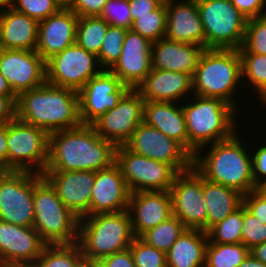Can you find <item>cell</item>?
<instances>
[{"mask_svg": "<svg viewBox=\"0 0 266 267\" xmlns=\"http://www.w3.org/2000/svg\"><path fill=\"white\" fill-rule=\"evenodd\" d=\"M144 100L137 89H129L118 104L91 125L97 134L115 146L124 145L143 122Z\"/></svg>", "mask_w": 266, "mask_h": 267, "instance_id": "obj_15", "label": "cell"}, {"mask_svg": "<svg viewBox=\"0 0 266 267\" xmlns=\"http://www.w3.org/2000/svg\"><path fill=\"white\" fill-rule=\"evenodd\" d=\"M165 0H129L130 13L132 21L137 16H143L153 10H156Z\"/></svg>", "mask_w": 266, "mask_h": 267, "instance_id": "obj_50", "label": "cell"}, {"mask_svg": "<svg viewBox=\"0 0 266 267\" xmlns=\"http://www.w3.org/2000/svg\"><path fill=\"white\" fill-rule=\"evenodd\" d=\"M203 197L207 206V231L243 204V194L203 177Z\"/></svg>", "mask_w": 266, "mask_h": 267, "instance_id": "obj_30", "label": "cell"}, {"mask_svg": "<svg viewBox=\"0 0 266 267\" xmlns=\"http://www.w3.org/2000/svg\"><path fill=\"white\" fill-rule=\"evenodd\" d=\"M243 205L250 213L266 224V191L263 188L243 195Z\"/></svg>", "mask_w": 266, "mask_h": 267, "instance_id": "obj_44", "label": "cell"}, {"mask_svg": "<svg viewBox=\"0 0 266 267\" xmlns=\"http://www.w3.org/2000/svg\"><path fill=\"white\" fill-rule=\"evenodd\" d=\"M108 0H77L71 9L79 17L100 16Z\"/></svg>", "mask_w": 266, "mask_h": 267, "instance_id": "obj_47", "label": "cell"}, {"mask_svg": "<svg viewBox=\"0 0 266 267\" xmlns=\"http://www.w3.org/2000/svg\"><path fill=\"white\" fill-rule=\"evenodd\" d=\"M100 267H136L130 249L113 253L98 261Z\"/></svg>", "mask_w": 266, "mask_h": 267, "instance_id": "obj_48", "label": "cell"}, {"mask_svg": "<svg viewBox=\"0 0 266 267\" xmlns=\"http://www.w3.org/2000/svg\"><path fill=\"white\" fill-rule=\"evenodd\" d=\"M243 204L223 221L212 226L208 231V239L217 244L242 243Z\"/></svg>", "mask_w": 266, "mask_h": 267, "instance_id": "obj_36", "label": "cell"}, {"mask_svg": "<svg viewBox=\"0 0 266 267\" xmlns=\"http://www.w3.org/2000/svg\"><path fill=\"white\" fill-rule=\"evenodd\" d=\"M46 245L34 227L0 220V267H30Z\"/></svg>", "mask_w": 266, "mask_h": 267, "instance_id": "obj_17", "label": "cell"}, {"mask_svg": "<svg viewBox=\"0 0 266 267\" xmlns=\"http://www.w3.org/2000/svg\"><path fill=\"white\" fill-rule=\"evenodd\" d=\"M110 26L130 30L133 24L129 0H108L100 14Z\"/></svg>", "mask_w": 266, "mask_h": 267, "instance_id": "obj_42", "label": "cell"}, {"mask_svg": "<svg viewBox=\"0 0 266 267\" xmlns=\"http://www.w3.org/2000/svg\"><path fill=\"white\" fill-rule=\"evenodd\" d=\"M151 47L147 38L127 30L121 55L109 71L130 89H137L152 70Z\"/></svg>", "mask_w": 266, "mask_h": 267, "instance_id": "obj_19", "label": "cell"}, {"mask_svg": "<svg viewBox=\"0 0 266 267\" xmlns=\"http://www.w3.org/2000/svg\"><path fill=\"white\" fill-rule=\"evenodd\" d=\"M109 24L100 16L79 17L76 43L86 51L99 54Z\"/></svg>", "mask_w": 266, "mask_h": 267, "instance_id": "obj_32", "label": "cell"}, {"mask_svg": "<svg viewBox=\"0 0 266 267\" xmlns=\"http://www.w3.org/2000/svg\"><path fill=\"white\" fill-rule=\"evenodd\" d=\"M250 254V249L243 243L217 244L208 241L205 267H239Z\"/></svg>", "mask_w": 266, "mask_h": 267, "instance_id": "obj_33", "label": "cell"}, {"mask_svg": "<svg viewBox=\"0 0 266 267\" xmlns=\"http://www.w3.org/2000/svg\"><path fill=\"white\" fill-rule=\"evenodd\" d=\"M102 70L97 56L75 43L46 62V82L79 91Z\"/></svg>", "mask_w": 266, "mask_h": 267, "instance_id": "obj_11", "label": "cell"}, {"mask_svg": "<svg viewBox=\"0 0 266 267\" xmlns=\"http://www.w3.org/2000/svg\"><path fill=\"white\" fill-rule=\"evenodd\" d=\"M172 213L187 229L207 232V206L203 197V176L194 168L176 175L169 190Z\"/></svg>", "mask_w": 266, "mask_h": 267, "instance_id": "obj_13", "label": "cell"}, {"mask_svg": "<svg viewBox=\"0 0 266 267\" xmlns=\"http://www.w3.org/2000/svg\"><path fill=\"white\" fill-rule=\"evenodd\" d=\"M261 103H262V107H263V105L266 104V98Z\"/></svg>", "mask_w": 266, "mask_h": 267, "instance_id": "obj_58", "label": "cell"}, {"mask_svg": "<svg viewBox=\"0 0 266 267\" xmlns=\"http://www.w3.org/2000/svg\"><path fill=\"white\" fill-rule=\"evenodd\" d=\"M166 0L167 28L165 38L205 48V34L196 0Z\"/></svg>", "mask_w": 266, "mask_h": 267, "instance_id": "obj_24", "label": "cell"}, {"mask_svg": "<svg viewBox=\"0 0 266 267\" xmlns=\"http://www.w3.org/2000/svg\"><path fill=\"white\" fill-rule=\"evenodd\" d=\"M208 234L186 229L166 253L167 267H205Z\"/></svg>", "mask_w": 266, "mask_h": 267, "instance_id": "obj_29", "label": "cell"}, {"mask_svg": "<svg viewBox=\"0 0 266 267\" xmlns=\"http://www.w3.org/2000/svg\"><path fill=\"white\" fill-rule=\"evenodd\" d=\"M82 259L78 243L46 245L30 267H77Z\"/></svg>", "mask_w": 266, "mask_h": 267, "instance_id": "obj_31", "label": "cell"}, {"mask_svg": "<svg viewBox=\"0 0 266 267\" xmlns=\"http://www.w3.org/2000/svg\"><path fill=\"white\" fill-rule=\"evenodd\" d=\"M238 51L266 55V15L247 19L245 38Z\"/></svg>", "mask_w": 266, "mask_h": 267, "instance_id": "obj_39", "label": "cell"}, {"mask_svg": "<svg viewBox=\"0 0 266 267\" xmlns=\"http://www.w3.org/2000/svg\"><path fill=\"white\" fill-rule=\"evenodd\" d=\"M0 96H17L11 89L5 77L0 73Z\"/></svg>", "mask_w": 266, "mask_h": 267, "instance_id": "obj_54", "label": "cell"}, {"mask_svg": "<svg viewBox=\"0 0 266 267\" xmlns=\"http://www.w3.org/2000/svg\"><path fill=\"white\" fill-rule=\"evenodd\" d=\"M232 4L247 18H256L266 15V0H230ZM264 9V10H263Z\"/></svg>", "mask_w": 266, "mask_h": 267, "instance_id": "obj_46", "label": "cell"}, {"mask_svg": "<svg viewBox=\"0 0 266 267\" xmlns=\"http://www.w3.org/2000/svg\"><path fill=\"white\" fill-rule=\"evenodd\" d=\"M255 151L251 155L252 176L256 187L263 188L266 185V145L263 144V146H260Z\"/></svg>", "mask_w": 266, "mask_h": 267, "instance_id": "obj_45", "label": "cell"}, {"mask_svg": "<svg viewBox=\"0 0 266 267\" xmlns=\"http://www.w3.org/2000/svg\"><path fill=\"white\" fill-rule=\"evenodd\" d=\"M115 163L131 193L169 191L178 174L170 164L144 157L125 145L116 146Z\"/></svg>", "mask_w": 266, "mask_h": 267, "instance_id": "obj_10", "label": "cell"}, {"mask_svg": "<svg viewBox=\"0 0 266 267\" xmlns=\"http://www.w3.org/2000/svg\"><path fill=\"white\" fill-rule=\"evenodd\" d=\"M79 16L71 9H60L57 13L39 21L36 52L45 62L76 43Z\"/></svg>", "mask_w": 266, "mask_h": 267, "instance_id": "obj_23", "label": "cell"}, {"mask_svg": "<svg viewBox=\"0 0 266 267\" xmlns=\"http://www.w3.org/2000/svg\"><path fill=\"white\" fill-rule=\"evenodd\" d=\"M127 34V29L108 26L97 59L101 69L109 70L118 60Z\"/></svg>", "mask_w": 266, "mask_h": 267, "instance_id": "obj_38", "label": "cell"}, {"mask_svg": "<svg viewBox=\"0 0 266 267\" xmlns=\"http://www.w3.org/2000/svg\"><path fill=\"white\" fill-rule=\"evenodd\" d=\"M241 78L238 50L205 48L192 76L194 93L191 96L220 98L237 110L233 96L238 84L240 86V80H243Z\"/></svg>", "mask_w": 266, "mask_h": 267, "instance_id": "obj_7", "label": "cell"}, {"mask_svg": "<svg viewBox=\"0 0 266 267\" xmlns=\"http://www.w3.org/2000/svg\"><path fill=\"white\" fill-rule=\"evenodd\" d=\"M0 73L18 96L46 82V62L35 50L0 49Z\"/></svg>", "mask_w": 266, "mask_h": 267, "instance_id": "obj_18", "label": "cell"}, {"mask_svg": "<svg viewBox=\"0 0 266 267\" xmlns=\"http://www.w3.org/2000/svg\"><path fill=\"white\" fill-rule=\"evenodd\" d=\"M77 267H100L98 261H90L86 259H82Z\"/></svg>", "mask_w": 266, "mask_h": 267, "instance_id": "obj_56", "label": "cell"}, {"mask_svg": "<svg viewBox=\"0 0 266 267\" xmlns=\"http://www.w3.org/2000/svg\"><path fill=\"white\" fill-rule=\"evenodd\" d=\"M33 209V227L47 245L78 242L80 218L63 204L39 173H33Z\"/></svg>", "mask_w": 266, "mask_h": 267, "instance_id": "obj_6", "label": "cell"}, {"mask_svg": "<svg viewBox=\"0 0 266 267\" xmlns=\"http://www.w3.org/2000/svg\"><path fill=\"white\" fill-rule=\"evenodd\" d=\"M192 99V103L182 105V110L188 134V152L194 156L197 151L206 150L209 143L228 139L237 131L234 115L238 110L220 98L194 95Z\"/></svg>", "mask_w": 266, "mask_h": 267, "instance_id": "obj_4", "label": "cell"}, {"mask_svg": "<svg viewBox=\"0 0 266 267\" xmlns=\"http://www.w3.org/2000/svg\"><path fill=\"white\" fill-rule=\"evenodd\" d=\"M144 102H175L193 93L192 75L152 69L145 80L137 87Z\"/></svg>", "mask_w": 266, "mask_h": 267, "instance_id": "obj_26", "label": "cell"}, {"mask_svg": "<svg viewBox=\"0 0 266 267\" xmlns=\"http://www.w3.org/2000/svg\"><path fill=\"white\" fill-rule=\"evenodd\" d=\"M136 267H167L166 253L135 237L129 247Z\"/></svg>", "mask_w": 266, "mask_h": 267, "instance_id": "obj_40", "label": "cell"}, {"mask_svg": "<svg viewBox=\"0 0 266 267\" xmlns=\"http://www.w3.org/2000/svg\"><path fill=\"white\" fill-rule=\"evenodd\" d=\"M116 146L90 124L49 134L44 171H99L115 163Z\"/></svg>", "mask_w": 266, "mask_h": 267, "instance_id": "obj_1", "label": "cell"}, {"mask_svg": "<svg viewBox=\"0 0 266 267\" xmlns=\"http://www.w3.org/2000/svg\"><path fill=\"white\" fill-rule=\"evenodd\" d=\"M42 176L54 188L63 204L78 218L90 216L95 171H44Z\"/></svg>", "mask_w": 266, "mask_h": 267, "instance_id": "obj_20", "label": "cell"}, {"mask_svg": "<svg viewBox=\"0 0 266 267\" xmlns=\"http://www.w3.org/2000/svg\"><path fill=\"white\" fill-rule=\"evenodd\" d=\"M240 140L236 131L228 139L207 145L210 149L204 157L202 150L194 154L193 167L209 181L245 195L258 188L252 176L251 154H248Z\"/></svg>", "mask_w": 266, "mask_h": 267, "instance_id": "obj_3", "label": "cell"}, {"mask_svg": "<svg viewBox=\"0 0 266 267\" xmlns=\"http://www.w3.org/2000/svg\"><path fill=\"white\" fill-rule=\"evenodd\" d=\"M8 123L0 124V171H8Z\"/></svg>", "mask_w": 266, "mask_h": 267, "instance_id": "obj_51", "label": "cell"}, {"mask_svg": "<svg viewBox=\"0 0 266 267\" xmlns=\"http://www.w3.org/2000/svg\"><path fill=\"white\" fill-rule=\"evenodd\" d=\"M0 220L33 227V173L0 171Z\"/></svg>", "mask_w": 266, "mask_h": 267, "instance_id": "obj_12", "label": "cell"}, {"mask_svg": "<svg viewBox=\"0 0 266 267\" xmlns=\"http://www.w3.org/2000/svg\"><path fill=\"white\" fill-rule=\"evenodd\" d=\"M7 143L8 171L44 172L49 147V134L45 130L16 117L8 122Z\"/></svg>", "mask_w": 266, "mask_h": 267, "instance_id": "obj_9", "label": "cell"}, {"mask_svg": "<svg viewBox=\"0 0 266 267\" xmlns=\"http://www.w3.org/2000/svg\"><path fill=\"white\" fill-rule=\"evenodd\" d=\"M175 104L174 102H144L143 121L177 141L188 151V134L182 105Z\"/></svg>", "mask_w": 266, "mask_h": 267, "instance_id": "obj_28", "label": "cell"}, {"mask_svg": "<svg viewBox=\"0 0 266 267\" xmlns=\"http://www.w3.org/2000/svg\"><path fill=\"white\" fill-rule=\"evenodd\" d=\"M130 193L121 169L116 163L107 169L95 172L90 215L126 211Z\"/></svg>", "mask_w": 266, "mask_h": 267, "instance_id": "obj_21", "label": "cell"}, {"mask_svg": "<svg viewBox=\"0 0 266 267\" xmlns=\"http://www.w3.org/2000/svg\"><path fill=\"white\" fill-rule=\"evenodd\" d=\"M207 49L238 50L244 41L247 18L230 0H196Z\"/></svg>", "mask_w": 266, "mask_h": 267, "instance_id": "obj_8", "label": "cell"}, {"mask_svg": "<svg viewBox=\"0 0 266 267\" xmlns=\"http://www.w3.org/2000/svg\"><path fill=\"white\" fill-rule=\"evenodd\" d=\"M60 9H72L77 0H55Z\"/></svg>", "mask_w": 266, "mask_h": 267, "instance_id": "obj_55", "label": "cell"}, {"mask_svg": "<svg viewBox=\"0 0 266 267\" xmlns=\"http://www.w3.org/2000/svg\"><path fill=\"white\" fill-rule=\"evenodd\" d=\"M135 236L128 211L99 213L79 219L78 244L83 259L99 261L127 250Z\"/></svg>", "mask_w": 266, "mask_h": 267, "instance_id": "obj_5", "label": "cell"}, {"mask_svg": "<svg viewBox=\"0 0 266 267\" xmlns=\"http://www.w3.org/2000/svg\"><path fill=\"white\" fill-rule=\"evenodd\" d=\"M167 28L166 0L156 9L143 16H137L133 21L131 30L147 38L150 42H156L165 38Z\"/></svg>", "mask_w": 266, "mask_h": 267, "instance_id": "obj_35", "label": "cell"}, {"mask_svg": "<svg viewBox=\"0 0 266 267\" xmlns=\"http://www.w3.org/2000/svg\"><path fill=\"white\" fill-rule=\"evenodd\" d=\"M127 211L130 215L133 234L135 237H140L144 232L173 216L170 192L130 193Z\"/></svg>", "mask_w": 266, "mask_h": 267, "instance_id": "obj_22", "label": "cell"}, {"mask_svg": "<svg viewBox=\"0 0 266 267\" xmlns=\"http://www.w3.org/2000/svg\"><path fill=\"white\" fill-rule=\"evenodd\" d=\"M17 96H0V124L13 121L17 117Z\"/></svg>", "mask_w": 266, "mask_h": 267, "instance_id": "obj_49", "label": "cell"}, {"mask_svg": "<svg viewBox=\"0 0 266 267\" xmlns=\"http://www.w3.org/2000/svg\"><path fill=\"white\" fill-rule=\"evenodd\" d=\"M250 253L266 265V241L264 243L254 246L250 250Z\"/></svg>", "mask_w": 266, "mask_h": 267, "instance_id": "obj_52", "label": "cell"}, {"mask_svg": "<svg viewBox=\"0 0 266 267\" xmlns=\"http://www.w3.org/2000/svg\"><path fill=\"white\" fill-rule=\"evenodd\" d=\"M8 5L37 21L44 20L60 10L55 0H8Z\"/></svg>", "mask_w": 266, "mask_h": 267, "instance_id": "obj_41", "label": "cell"}, {"mask_svg": "<svg viewBox=\"0 0 266 267\" xmlns=\"http://www.w3.org/2000/svg\"><path fill=\"white\" fill-rule=\"evenodd\" d=\"M124 145L144 157L170 164L178 173L193 167V156L180 143L144 121Z\"/></svg>", "mask_w": 266, "mask_h": 267, "instance_id": "obj_14", "label": "cell"}, {"mask_svg": "<svg viewBox=\"0 0 266 267\" xmlns=\"http://www.w3.org/2000/svg\"><path fill=\"white\" fill-rule=\"evenodd\" d=\"M6 4H8V0H0V8Z\"/></svg>", "mask_w": 266, "mask_h": 267, "instance_id": "obj_57", "label": "cell"}, {"mask_svg": "<svg viewBox=\"0 0 266 267\" xmlns=\"http://www.w3.org/2000/svg\"><path fill=\"white\" fill-rule=\"evenodd\" d=\"M186 229L184 224L173 215L168 220L144 232L139 238L146 244L167 253Z\"/></svg>", "mask_w": 266, "mask_h": 267, "instance_id": "obj_34", "label": "cell"}, {"mask_svg": "<svg viewBox=\"0 0 266 267\" xmlns=\"http://www.w3.org/2000/svg\"><path fill=\"white\" fill-rule=\"evenodd\" d=\"M130 88L109 70H102L79 91L81 124H92L102 114L113 109Z\"/></svg>", "mask_w": 266, "mask_h": 267, "instance_id": "obj_16", "label": "cell"}, {"mask_svg": "<svg viewBox=\"0 0 266 267\" xmlns=\"http://www.w3.org/2000/svg\"><path fill=\"white\" fill-rule=\"evenodd\" d=\"M241 56L242 77L247 78L252 90L258 92L261 102L266 98V55L239 52ZM254 85V86H253ZM254 87V88H253Z\"/></svg>", "mask_w": 266, "mask_h": 267, "instance_id": "obj_37", "label": "cell"}, {"mask_svg": "<svg viewBox=\"0 0 266 267\" xmlns=\"http://www.w3.org/2000/svg\"><path fill=\"white\" fill-rule=\"evenodd\" d=\"M39 21L8 4L0 8V49L36 50Z\"/></svg>", "mask_w": 266, "mask_h": 267, "instance_id": "obj_25", "label": "cell"}, {"mask_svg": "<svg viewBox=\"0 0 266 267\" xmlns=\"http://www.w3.org/2000/svg\"><path fill=\"white\" fill-rule=\"evenodd\" d=\"M17 118L48 134L81 125L78 91L45 82L17 96Z\"/></svg>", "mask_w": 266, "mask_h": 267, "instance_id": "obj_2", "label": "cell"}, {"mask_svg": "<svg viewBox=\"0 0 266 267\" xmlns=\"http://www.w3.org/2000/svg\"><path fill=\"white\" fill-rule=\"evenodd\" d=\"M239 267H266V265L250 253L239 265Z\"/></svg>", "mask_w": 266, "mask_h": 267, "instance_id": "obj_53", "label": "cell"}, {"mask_svg": "<svg viewBox=\"0 0 266 267\" xmlns=\"http://www.w3.org/2000/svg\"><path fill=\"white\" fill-rule=\"evenodd\" d=\"M205 48L162 38L152 42V69L184 72L193 76Z\"/></svg>", "mask_w": 266, "mask_h": 267, "instance_id": "obj_27", "label": "cell"}, {"mask_svg": "<svg viewBox=\"0 0 266 267\" xmlns=\"http://www.w3.org/2000/svg\"><path fill=\"white\" fill-rule=\"evenodd\" d=\"M266 241V224L243 205L242 243L250 250Z\"/></svg>", "mask_w": 266, "mask_h": 267, "instance_id": "obj_43", "label": "cell"}]
</instances>
